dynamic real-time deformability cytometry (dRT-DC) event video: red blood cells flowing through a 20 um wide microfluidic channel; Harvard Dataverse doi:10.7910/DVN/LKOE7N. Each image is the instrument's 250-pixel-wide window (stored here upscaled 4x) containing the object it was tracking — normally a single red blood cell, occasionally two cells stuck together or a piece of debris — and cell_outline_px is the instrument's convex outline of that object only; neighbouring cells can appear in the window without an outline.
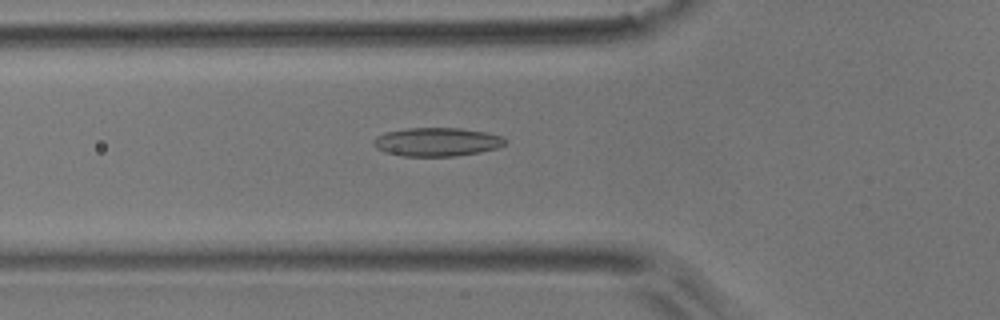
{"species": "common noctule bat (a hibernating species)", "species_latin": "Nyctalus noctula", "temperature_condition": "room temperature", "stored_images_in_passage": 37, "camera_frame_rate_fps": 3000, "um_per_image_px": 0.085, "animal": {"sex": "male", "body_mass_g": 17.9}, "frame": {"image": 1, "passage_image": 4, "time_ms": 1.0, "image_size_px": [1000, 320], "cell_outline_px": [[508, 140], [504, 144], [496, 148], [480, 152], [456, 156], [400, 156], [384, 152], [376, 148], [372, 144], [372, 140], [376, 136], [384, 132], [408, 128], [460, 128], [484, 132], [504, 136]], "centroid_in_image_um": [37.1, 12.06], "position_along_channel_um": 88.7, "area_um2": 22.14}}
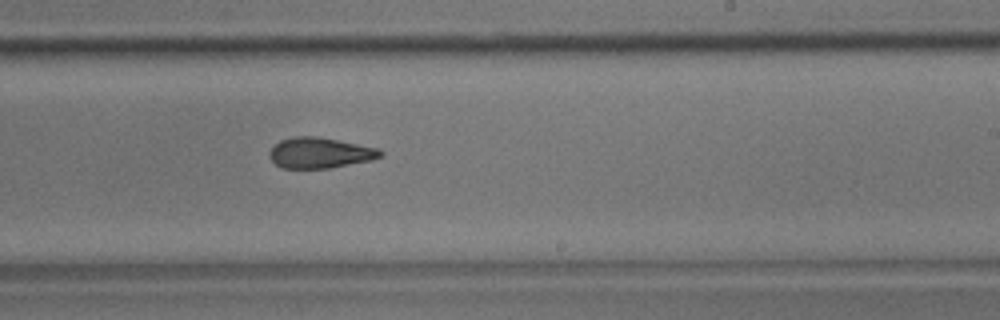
{"frame": {"image": 2, "passage_image": 17, "time_ms": 5.333, "image_size_px": [1000, 320], "cell_outline_px": [[384, 156], [372, 160], [328, 168], [284, 168], [276, 164], [268, 156], [268, 152], [280, 140], [292, 136], [316, 136], [380, 148], [384, 152]], "centroid_in_image_um": [27.22, 12.98], "position_along_channel_um": 261.8, "area_um2": 19.88}}
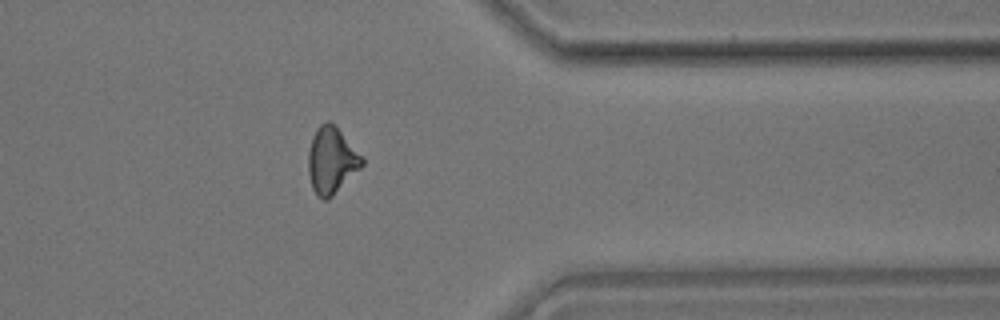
{"frame": {"image": 3, "passage_image": 27, "time_ms": 8.667, "image_size_px": [1000, 320], "cell_outline_px": [[364, 164], [328, 200], [324, 200], [316, 196], [312, 188], [308, 172], [308, 152], [312, 136], [316, 128], [320, 124], [328, 120], [364, 156]], "centroid_in_image_um": [28.16, 13.65], "position_along_channel_um": 383.2, "area_um2": 20.75}, "authors_computed_cell_mechanics": {"area_um2": 20.1144, "velocity_mm_per_s": 3.9867, "shape_relaxation_time_tau1_ms": 10.0073, "shape_relaxation_time_tau2_ms": 2.0546, "deformation_change_tau1": 0.2088, "deformation_change_tau2": 0.0947}}